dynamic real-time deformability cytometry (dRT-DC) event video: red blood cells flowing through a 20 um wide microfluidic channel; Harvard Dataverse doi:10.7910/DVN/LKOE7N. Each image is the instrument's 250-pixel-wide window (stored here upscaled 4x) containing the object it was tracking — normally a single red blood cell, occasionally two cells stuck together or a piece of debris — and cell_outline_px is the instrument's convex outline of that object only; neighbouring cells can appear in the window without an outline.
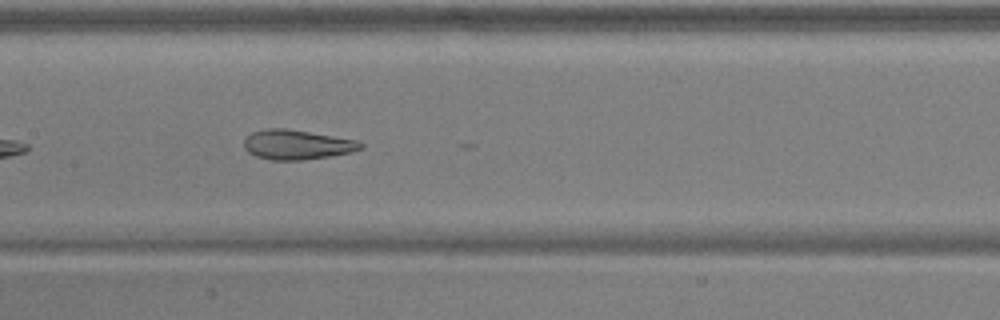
{"species": "common noctule bat (a hibernating species)", "species_latin": "Nyctalus noctula", "temperature_condition": "warm", "stored_images_in_passage": 37, "camera_frame_rate_fps": 3000, "um_per_image_px": 0.085, "animal": {"sex": "male", "body_mass_g": 17.9, "forearm_length_mm": 54.2}, "frame": {"image": 1, "passage_image": 11, "time_ms": 3.333, "image_size_px": [1000, 320], "cell_outline_px": [[364, 148], [352, 152], [328, 156], [300, 160], [272, 160], [256, 156], [248, 152], [244, 148], [244, 140], [252, 132], [268, 128], [288, 128], [356, 140], [364, 144]], "centroid_in_image_um": [25.24, 12.29], "position_along_channel_um": 182.2, "area_um2": 20.11}}
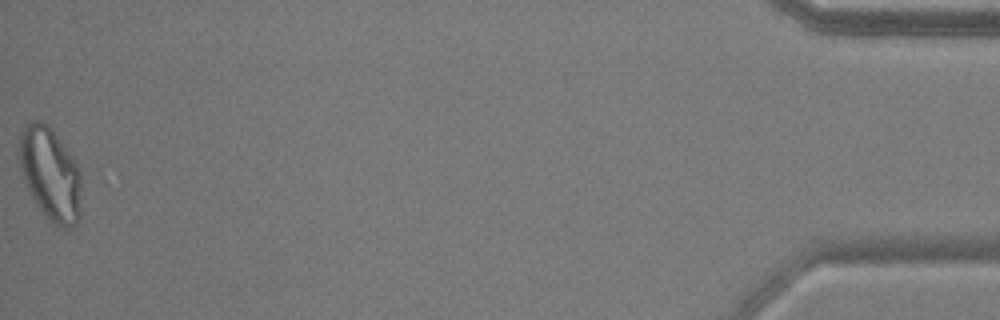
{"frame": {"image": 2, "passage_image": 37, "time_ms": 12.0, "image_size_px": [1000, 320], "cell_outline_px": [[80, 220], [76, 224], [68, 228], [64, 228], [48, 220], [36, 204], [24, 180], [20, 168], [16, 144], [20, 132], [24, 124], [32, 120], [40, 120], [48, 124], [72, 156], [80, 168]], "centroid_in_image_um": [4.24, 14.74], "position_along_channel_um": 431.0, "area_um2": 34.16}, "authors_computed_cell_mechanics": {"area_um2": 21.7906, "velocity_mm_per_s": 3.9222, "shape_relaxation_time_tau1_ms": 6.783, "shape_relaxation_time_tau2_ms": 1.3293, "deformation_change_tau1": 0.1817, "deformation_change_tau2": 0.0787}}